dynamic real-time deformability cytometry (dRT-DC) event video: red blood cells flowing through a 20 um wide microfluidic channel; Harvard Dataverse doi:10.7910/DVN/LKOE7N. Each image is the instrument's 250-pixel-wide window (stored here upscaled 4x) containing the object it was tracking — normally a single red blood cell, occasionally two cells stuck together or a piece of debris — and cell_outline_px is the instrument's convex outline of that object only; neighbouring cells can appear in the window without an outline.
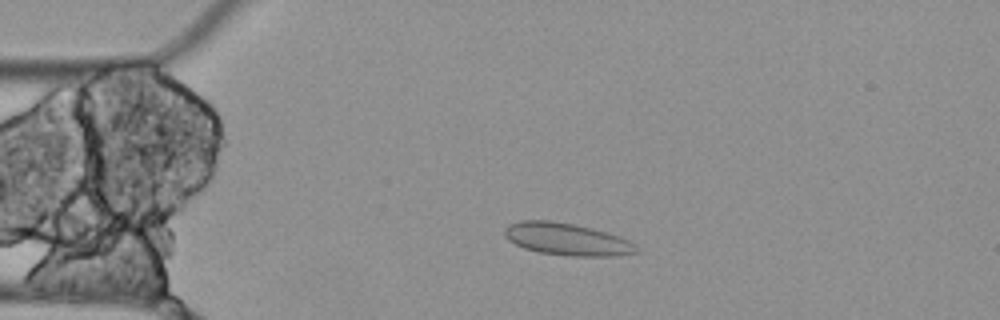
{"species": "Egyptian fruit bat (a non-hibernating species)", "species_latin": "Rousettus aegyptiacus", "temperature_condition": "cold", "stored_images_in_passage": 3, "camera_frame_rate_fps": 3000, "um_per_image_px": 0.085, "animal": {"sex": "female"}, "frame": {"image": 1, "passage_image": 2, "time_ms": 0.333, "image_size_px": [1000, 320], "cell_outline_px": [[640, 252], [616, 256], [572, 256], [540, 252], [524, 248], [508, 240], [504, 236], [504, 228], [508, 224], [520, 220], [548, 220], [572, 224], [592, 228], [620, 236], [636, 244]], "centroid_in_image_um": [48.19, 20.33], "position_along_channel_um": 36.8, "area_um2": 24.85}}